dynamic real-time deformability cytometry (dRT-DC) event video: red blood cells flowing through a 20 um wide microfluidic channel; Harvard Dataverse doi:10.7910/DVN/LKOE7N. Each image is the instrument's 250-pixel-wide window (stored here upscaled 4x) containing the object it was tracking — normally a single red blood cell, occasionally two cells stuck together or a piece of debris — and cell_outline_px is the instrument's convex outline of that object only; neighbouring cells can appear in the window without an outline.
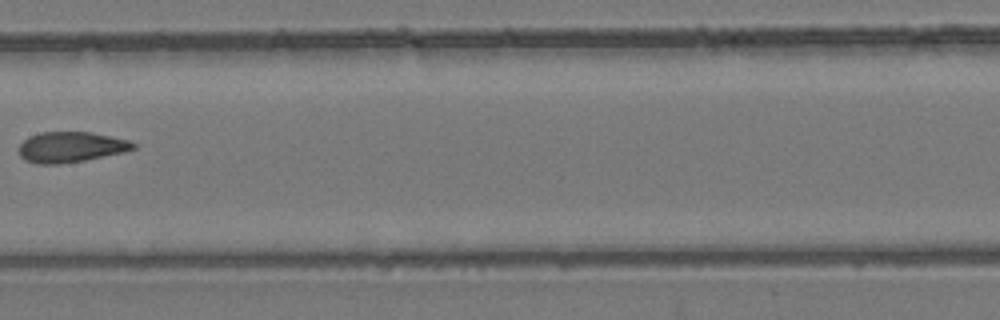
{"species": "common noctule bat (a hibernating species)", "species_latin": "Nyctalus noctula", "temperature_condition": "room temperature", "stored_images_in_passage": 10, "camera_frame_rate_fps": 3000, "um_per_image_px": 0.085, "animal": {"sex": "female", "body_mass_g": 24.6, "forearm_length_mm": 56.2}, "frame": {"image": 1, "passage_image": 9, "time_ms": 2.667, "image_size_px": [1000, 320], "cell_outline_px": [[136, 148], [124, 152], [84, 160], [60, 164], [36, 164], [24, 160], [20, 156], [20, 144], [24, 140], [40, 132], [88, 132], [128, 140], [136, 144]], "centroid_in_image_um": [6.01, 12.51], "position_along_channel_um": 201.4, "area_um2": 20.11}}
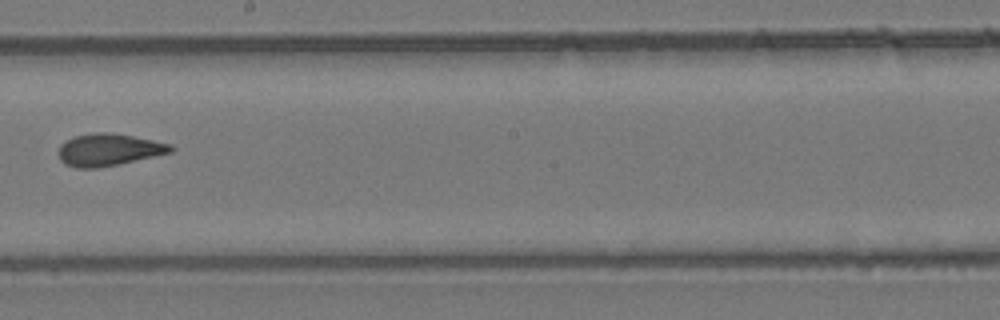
{"frame": {"image": 2, "passage_image": 10, "time_ms": 3.0, "image_size_px": [1000, 320], "cell_outline_px": [[176, 148], [172, 152], [100, 168], [76, 168], [64, 164], [60, 160], [60, 144], [76, 136], [92, 132], [108, 132], [132, 136], [172, 144]], "centroid_in_image_um": [9.26, 12.73], "position_along_channel_um": 238.9, "area_um2": 20.92}}